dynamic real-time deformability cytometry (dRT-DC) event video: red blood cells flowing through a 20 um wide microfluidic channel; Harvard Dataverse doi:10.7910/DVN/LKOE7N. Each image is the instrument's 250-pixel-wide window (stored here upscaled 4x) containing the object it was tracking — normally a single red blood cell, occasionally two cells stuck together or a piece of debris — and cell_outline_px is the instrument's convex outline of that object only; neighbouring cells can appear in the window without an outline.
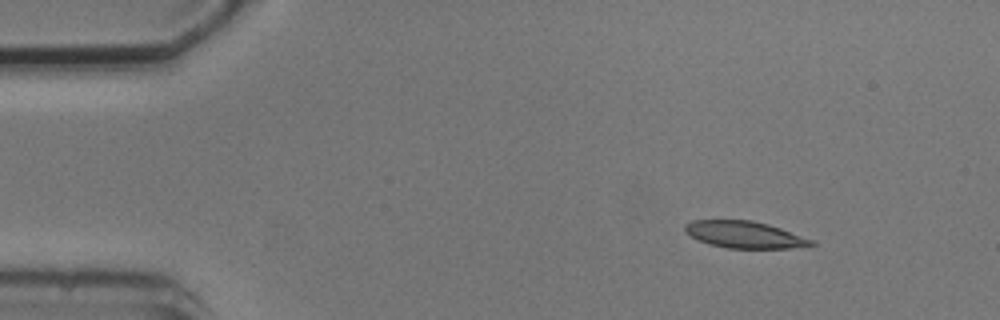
{"species": "common noctule bat (a hibernating species)", "species_latin": "Nyctalus noctula", "temperature_condition": "cold", "stored_images_in_passage": 5, "camera_frame_rate_fps": 3000, "um_per_image_px": 0.085, "animal": {"sex": "male", "body_mass_g": 20.5, "forearm_length_mm": 52.5}, "frame": {"image": 1, "passage_image": 1, "time_ms": 0.0, "image_size_px": [1000, 320], "cell_outline_px": [[816, 244], [788, 248], [728, 248], [708, 244], [692, 236], [684, 228], [684, 224], [692, 220], [752, 220], [768, 224], [816, 240]], "centroid_in_image_um": [63.32, 19.94], "position_along_channel_um": 21.7, "area_um2": 19.65}}
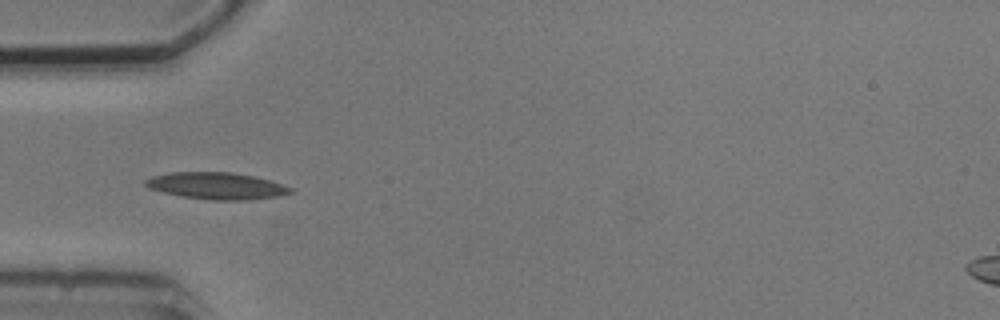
{"frame": {"image": 2, "passage_image": 4, "time_ms": 3.333, "image_size_px": [1000, 320], "cell_outline_px": [[296, 192], [276, 196], [244, 200], [212, 200], [184, 196], [164, 192], [148, 188], [144, 184], [144, 180], [152, 176], [168, 172], [232, 172], [256, 176], [272, 180], [292, 188]], "centroid_in_image_um": [18.43, 15.78], "position_along_channel_um": 66.6, "area_um2": 22.72}}
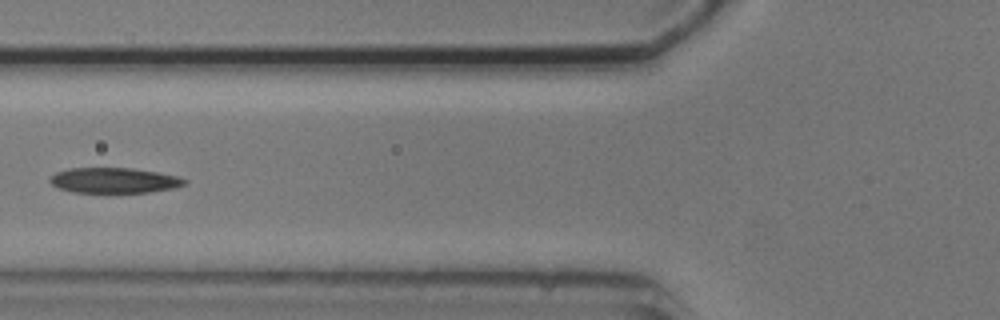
{"frame": {"image": 3, "passage_image": 5, "time_ms": 4.667, "image_size_px": [1000, 320], "cell_outline_px": [[188, 184], [172, 188], [148, 192], [72, 192], [60, 188], [52, 184], [48, 180], [56, 172], [68, 168], [132, 168], [156, 172], [176, 176], [188, 180]], "centroid_in_image_um": [9.7, 15.33], "position_along_channel_um": 116.1, "area_um2": 19.71}}